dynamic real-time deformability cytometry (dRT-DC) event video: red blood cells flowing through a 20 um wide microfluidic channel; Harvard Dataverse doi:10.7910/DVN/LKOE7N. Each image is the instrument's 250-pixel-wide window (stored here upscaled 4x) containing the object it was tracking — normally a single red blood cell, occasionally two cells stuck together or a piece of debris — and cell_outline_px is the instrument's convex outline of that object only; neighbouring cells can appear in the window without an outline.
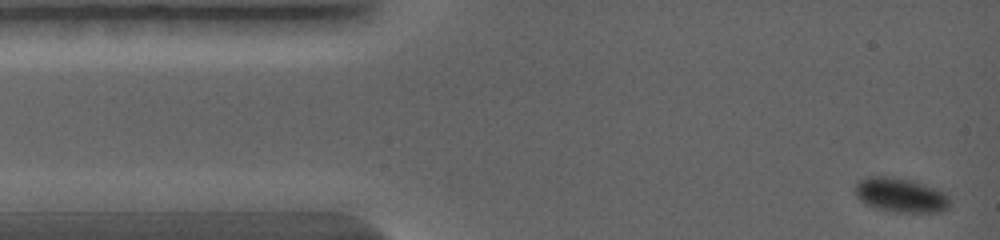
{"species": "common noctule bat (a hibernating species)", "species_latin": "Nyctalus noctula", "temperature_condition": "warm", "stored_images_in_passage": 42, "camera_frame_rate_fps": 5000, "um_per_image_px": 0.085, "animal": {"sex": "female", "body_mass_g": 19.0, "forearm_length_mm": 56.7}, "frame": {"image": 1, "passage_image": 1, "time_ms": 0.0, "image_size_px": [1000, 240], "cell_outline_px": [[948, 208], [940, 212], [896, 212], [876, 208], [864, 204], [856, 196], [856, 184], [860, 180], [868, 176], [892, 176], [912, 180], [936, 188], [944, 192], [948, 196]], "centroid_in_image_um": [76.54, 16.58], "position_along_channel_um": 8.5, "area_um2": 19.02}}
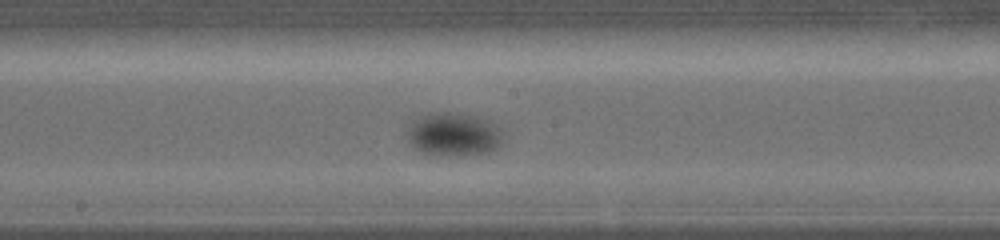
{"frame": {"image": 2, "passage_image": 24, "time_ms": 5.6, "image_size_px": [1000, 240], "cell_outline_px": [[500, 144], [496, 148], [488, 152], [464, 156], [424, 152], [416, 148], [408, 140], [408, 132], [412, 120], [420, 116], [432, 112], [456, 112], [484, 116], [496, 124], [500, 132]], "centroid_in_image_um": [38.58, 11.37], "position_along_channel_um": 209.6, "area_um2": 24.16}}
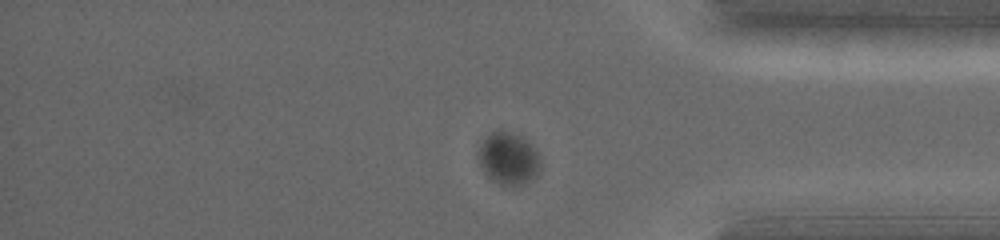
{"frame": {"image": 3, "passage_image": 40, "time_ms": 9.4, "image_size_px": [1000, 240], "cell_outline_px": [[540, 168], [536, 176], [516, 188], [500, 184], [492, 180], [480, 168], [476, 156], [476, 152], [480, 144], [492, 132], [500, 128], [512, 132], [520, 136], [532, 144], [536, 148], [540, 156]], "centroid_in_image_um": [43.2, 13.47], "position_along_channel_um": 392.0, "area_um2": 19.54}}